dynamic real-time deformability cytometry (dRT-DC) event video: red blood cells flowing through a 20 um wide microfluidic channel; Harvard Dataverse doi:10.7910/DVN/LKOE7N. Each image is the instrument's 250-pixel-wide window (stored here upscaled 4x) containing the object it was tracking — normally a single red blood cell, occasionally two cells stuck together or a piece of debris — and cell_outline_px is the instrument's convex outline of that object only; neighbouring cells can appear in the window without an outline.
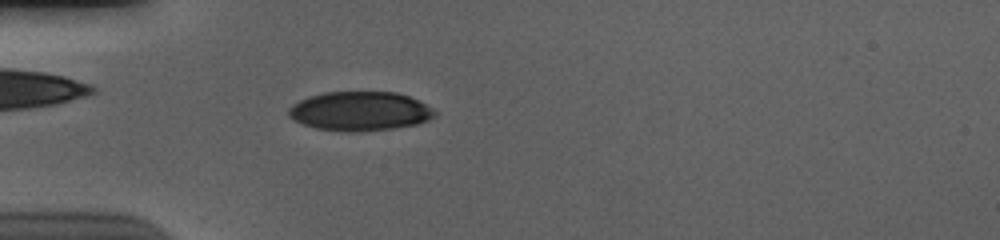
{"species": "human", "species_latin": "Homo sapiens", "temperature_condition": "cold", "stored_images_in_passage": 48, "camera_frame_rate_fps": 3000, "um_per_image_px": 0.085, "donor": {"sex": "male"}, "frame": {"image": 1, "passage_image": 9, "time_ms": 2.667, "image_size_px": [1000, 240], "cell_outline_px": [[436, 116], [428, 120], [416, 124], [396, 128], [360, 132], [348, 132], [316, 128], [292, 120], [288, 116], [288, 108], [292, 104], [308, 96], [324, 92], [396, 92], [420, 100], [432, 108], [436, 112]], "centroid_in_image_um": [30.59, 9.45], "position_along_channel_um": 54.4, "area_um2": 33.64}}
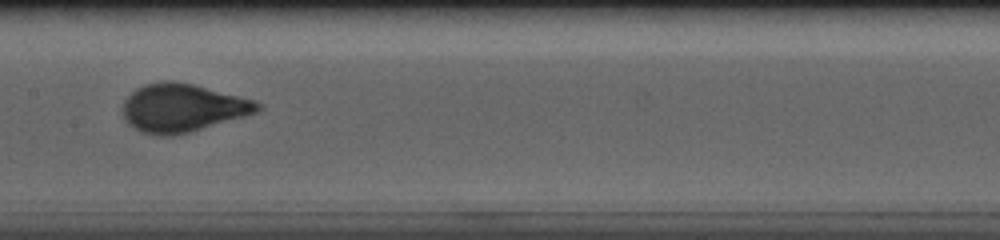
{"frame": {"image": 2, "passage_image": 21, "time_ms": 6.667, "image_size_px": [1000, 240], "cell_outline_px": [[264, 108], [256, 112], [244, 116], [188, 132], [172, 136], [160, 136], [140, 132], [128, 124], [124, 120], [124, 100], [136, 88], [144, 84], [164, 80], [168, 80], [192, 84], [256, 100]], "centroid_in_image_um": [15.49, 9.17], "position_along_channel_um": 191.9, "area_um2": 37.63}}
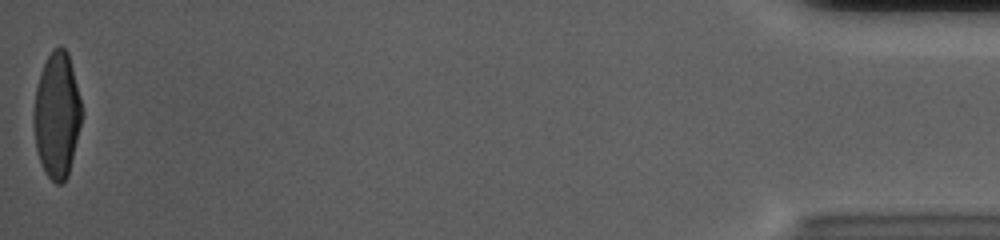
{"frame": {"image": 3, "passage_image": 48, "time_ms": 15.667, "image_size_px": [1000, 240], "cell_outline_px": [[80, 124], [68, 176], [60, 184], [56, 184], [44, 172], [40, 164], [36, 148], [32, 124], [32, 112], [36, 88], [40, 72], [52, 48], [60, 44], [68, 52], [80, 100]], "centroid_in_image_um": [4.79, 9.78], "position_along_channel_um": 430.4, "area_um2": 35.03}, "authors_computed_cell_mechanics": {"area_um2": 35.8071, "velocity_mm_per_s": 3.6864, "shape_relaxation_time_tau1_ms": 3.9787, "shape_relaxation_time_tau2_ms": null, "deformation_change_tau1": 0.1946, "deformation_change_tau2": null}}